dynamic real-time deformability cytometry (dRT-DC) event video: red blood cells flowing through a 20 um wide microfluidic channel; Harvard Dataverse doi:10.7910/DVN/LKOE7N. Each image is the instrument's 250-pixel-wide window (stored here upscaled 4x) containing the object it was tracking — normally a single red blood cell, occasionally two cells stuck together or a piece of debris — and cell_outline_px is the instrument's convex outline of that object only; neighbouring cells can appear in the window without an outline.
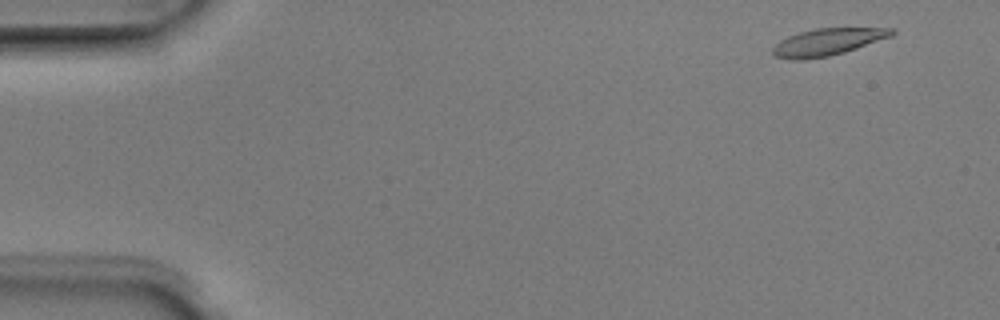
{"species": "Egyptian fruit bat (a non-hibernating species)", "species_latin": "Rousettus aegyptiacus", "temperature_condition": "room temperature", "stored_images_in_passage": 4, "camera_frame_rate_fps": 3000, "um_per_image_px": 0.085, "animal": {"sex": "male"}, "frame": {"image": 1, "passage_image": 1, "time_ms": 0.0, "image_size_px": [1000, 320], "cell_outline_px": [[896, 32], [892, 36], [844, 52], [828, 56], [804, 60], [792, 60], [776, 56], [772, 52], [772, 48], [780, 40], [788, 36], [800, 32], [816, 28], [896, 28]], "centroid_in_image_um": [70.34, 3.56], "position_along_channel_um": 14.7, "area_um2": 18.67}}
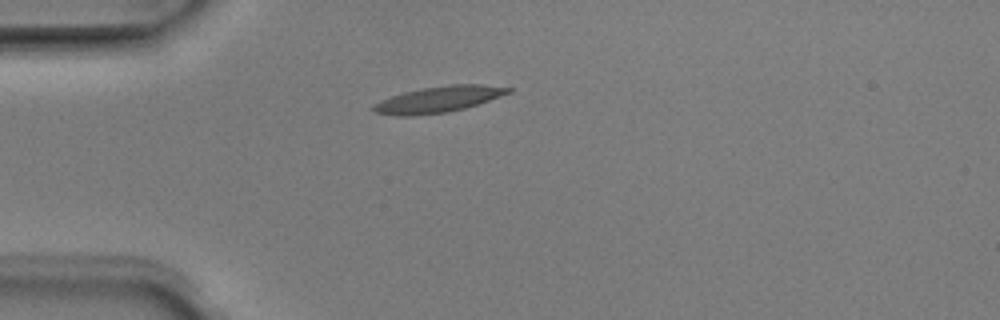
{"frame": {"image": 2, "passage_image": 4, "time_ms": 1.0, "image_size_px": [1000, 320], "cell_outline_px": [[512, 92], [464, 108], [448, 112], [412, 116], [396, 116], [376, 112], [372, 108], [380, 100], [404, 92], [424, 88], [452, 84], [480, 84], [512, 88]], "centroid_in_image_um": [37.27, 8.45], "position_along_channel_um": 47.7, "area_um2": 20.17}}